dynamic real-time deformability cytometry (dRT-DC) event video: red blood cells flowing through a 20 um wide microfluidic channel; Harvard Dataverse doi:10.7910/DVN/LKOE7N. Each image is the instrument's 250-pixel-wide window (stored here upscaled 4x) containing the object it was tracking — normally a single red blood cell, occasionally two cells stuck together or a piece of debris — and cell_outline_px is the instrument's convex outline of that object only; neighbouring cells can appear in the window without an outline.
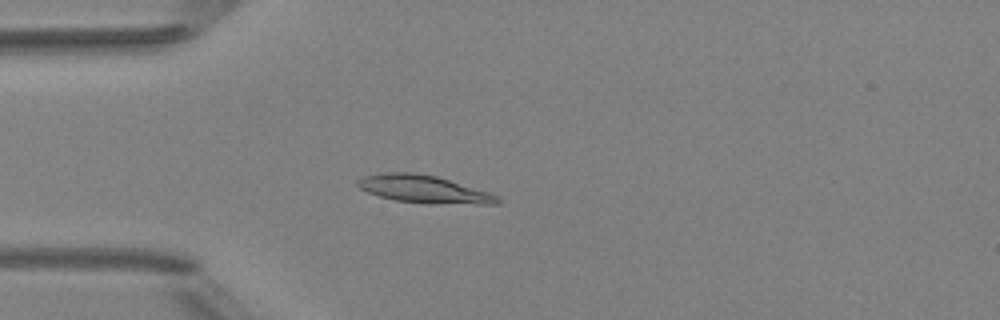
{"species": "Egyptian fruit bat (a non-hibernating species)", "species_latin": "Rousettus aegyptiacus", "temperature_condition": "room temperature", "stored_images_in_passage": 5, "camera_frame_rate_fps": 3000, "um_per_image_px": 0.085, "animal": {"sex": "female"}, "frame": {"image": 1, "passage_image": 4, "time_ms": 4.333, "image_size_px": [1000, 320], "cell_outline_px": [[500, 204], [428, 204], [396, 200], [380, 196], [368, 192], [360, 188], [356, 184], [356, 180], [364, 176], [384, 172], [412, 172], [436, 176], [488, 192], [496, 196], [500, 200]], "centroid_in_image_um": [36.0, 16.08], "position_along_channel_um": 49.0, "area_um2": 22.43}}